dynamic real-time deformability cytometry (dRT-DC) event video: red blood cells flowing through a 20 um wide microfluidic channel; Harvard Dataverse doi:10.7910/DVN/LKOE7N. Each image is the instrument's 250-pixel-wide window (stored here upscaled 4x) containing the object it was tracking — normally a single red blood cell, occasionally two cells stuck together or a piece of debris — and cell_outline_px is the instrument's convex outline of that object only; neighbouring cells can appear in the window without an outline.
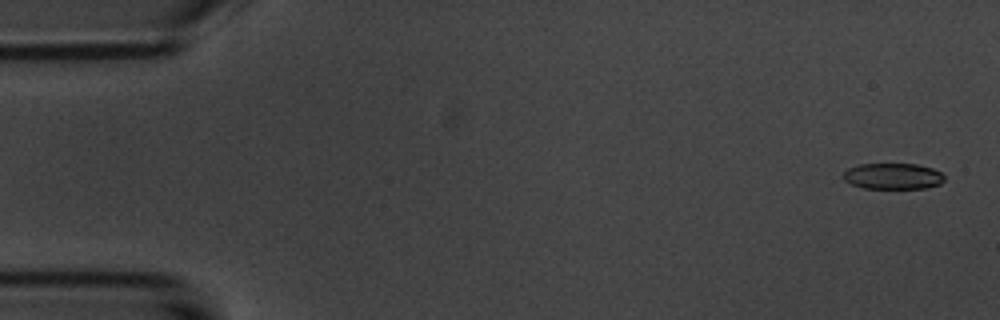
{"species": "common noctule bat (a hibernating species)", "species_latin": "Nyctalus noctula", "temperature_condition": "room temperature", "stored_images_in_passage": 5, "camera_frame_rate_fps": 3000, "um_per_image_px": 0.085, "animal": {"sex": "male", "body_mass_g": 20.1, "forearm_length_mm": 53.5}, "frame": {"image": 1, "passage_image": 1, "time_ms": 0.0, "image_size_px": [1000, 320], "cell_outline_px": [[944, 180], [940, 184], [924, 188], [864, 188], [852, 184], [844, 180], [840, 176], [848, 168], [860, 164], [916, 164], [932, 168], [940, 172], [944, 176]], "centroid_in_image_um": [75.87, 14.97], "position_along_channel_um": 9.1, "area_um2": 15.32}}